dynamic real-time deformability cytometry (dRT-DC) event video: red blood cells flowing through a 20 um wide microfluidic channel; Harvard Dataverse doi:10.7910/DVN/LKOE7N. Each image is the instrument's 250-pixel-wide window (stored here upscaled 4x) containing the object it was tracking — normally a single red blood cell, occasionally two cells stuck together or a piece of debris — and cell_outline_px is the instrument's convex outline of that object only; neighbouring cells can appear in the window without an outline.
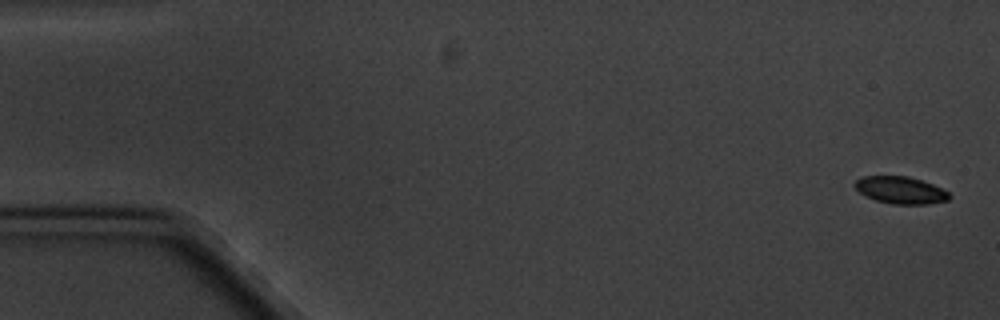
{"species": "common noctule bat (a hibernating species)", "species_latin": "Nyctalus noctula", "temperature_condition": "cold", "stored_images_in_passage": 6, "camera_frame_rate_fps": 3000, "um_per_image_px": 0.085, "animal": {"sex": "male", "body_mass_g": 20.1, "forearm_length_mm": 53.5}, "frame": {"image": 1, "passage_image": 1, "time_ms": 0.0, "image_size_px": [1000, 320], "cell_outline_px": [[952, 196], [948, 200], [928, 204], [892, 204], [876, 200], [864, 196], [852, 184], [856, 180], [864, 176], [908, 176], [932, 184], [948, 192]], "centroid_in_image_um": [76.53, 16.16], "position_along_channel_um": 8.5, "area_um2": 14.91}}